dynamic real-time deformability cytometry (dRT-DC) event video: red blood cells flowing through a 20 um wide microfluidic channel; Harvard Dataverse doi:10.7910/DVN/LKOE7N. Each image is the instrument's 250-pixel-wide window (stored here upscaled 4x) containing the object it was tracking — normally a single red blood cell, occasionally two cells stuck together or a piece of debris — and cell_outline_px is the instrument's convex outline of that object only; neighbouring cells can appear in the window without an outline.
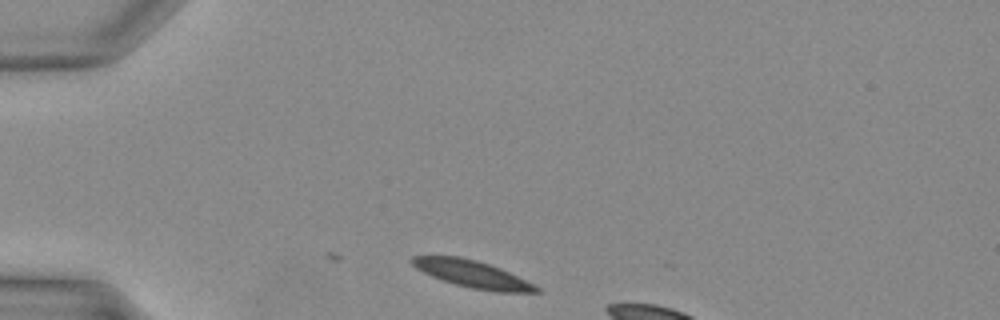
{"species": "Egyptian fruit bat (a non-hibernating species)", "species_latin": "Rousettus aegyptiacus", "temperature_condition": "warm", "stored_images_in_passage": 2, "camera_frame_rate_fps": 3000, "um_per_image_px": 0.085, "animal": {"sex": "female"}, "frame": {"image": 1, "passage_image": 2, "time_ms": 0.333, "image_size_px": [1000, 320], "cell_outline_px": [[540, 292], [496, 292], [472, 288], [456, 284], [432, 276], [416, 268], [408, 260], [412, 256], [460, 256], [476, 260], [500, 268], [540, 288]], "centroid_in_image_um": [40.11, 23.28], "position_along_channel_um": 44.9, "area_um2": 19.25}}